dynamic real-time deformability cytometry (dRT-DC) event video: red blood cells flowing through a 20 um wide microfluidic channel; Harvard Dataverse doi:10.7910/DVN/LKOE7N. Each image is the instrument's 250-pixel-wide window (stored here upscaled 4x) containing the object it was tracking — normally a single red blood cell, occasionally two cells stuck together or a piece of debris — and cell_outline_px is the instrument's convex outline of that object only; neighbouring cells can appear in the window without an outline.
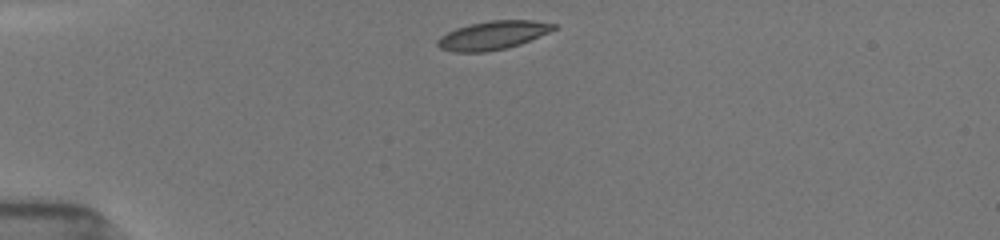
{"species": "common noctule bat (a hibernating species)", "species_latin": "Nyctalus noctula", "temperature_condition": "room temperature", "stored_images_in_passage": 21, "camera_frame_rate_fps": 3000, "um_per_image_px": 0.085, "animal": {"sex": "female", "body_mass_g": 19.5, "forearm_length_mm": 54.1}, "frame": {"image": 1, "passage_image": 1, "time_ms": 0.0, "image_size_px": [1000, 240], "cell_outline_px": [[556, 28], [548, 32], [520, 44], [504, 48], [484, 52], [452, 52], [440, 48], [436, 44], [436, 40], [440, 36], [456, 28], [468, 24], [488, 20], [532, 20], [556, 24]], "centroid_in_image_um": [41.84, 2.99], "position_along_channel_um": 43.2, "area_um2": 19.25}}
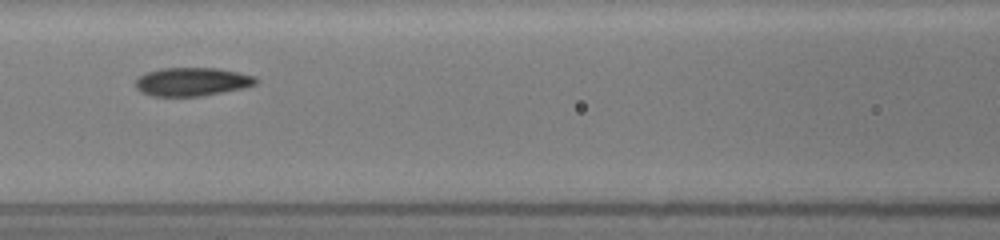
{"frame": {"image": 2, "passage_image": 10, "time_ms": 3.667, "image_size_px": [1000, 240], "cell_outline_px": [[260, 80], [256, 84], [244, 88], [200, 96], [152, 96], [140, 92], [136, 88], [136, 80], [140, 76], [148, 72], [160, 68], [216, 68], [256, 76]], "centroid_in_image_um": [16.34, 6.95], "position_along_channel_um": 150.3, "area_um2": 19.94}}
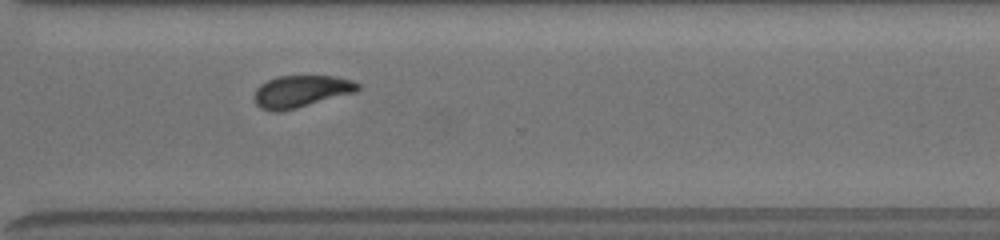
{"frame": {"image": 3, "passage_image": 21, "time_ms": 8.667, "image_size_px": [1000, 240], "cell_outline_px": [[360, 88], [356, 92], [296, 108], [280, 112], [272, 112], [260, 108], [252, 100], [252, 96], [256, 88], [260, 84], [276, 76], [332, 76], [352, 80], [360, 84]], "centroid_in_image_um": [25.53, 7.77], "position_along_channel_um": 345.1, "area_um2": 19.54}}